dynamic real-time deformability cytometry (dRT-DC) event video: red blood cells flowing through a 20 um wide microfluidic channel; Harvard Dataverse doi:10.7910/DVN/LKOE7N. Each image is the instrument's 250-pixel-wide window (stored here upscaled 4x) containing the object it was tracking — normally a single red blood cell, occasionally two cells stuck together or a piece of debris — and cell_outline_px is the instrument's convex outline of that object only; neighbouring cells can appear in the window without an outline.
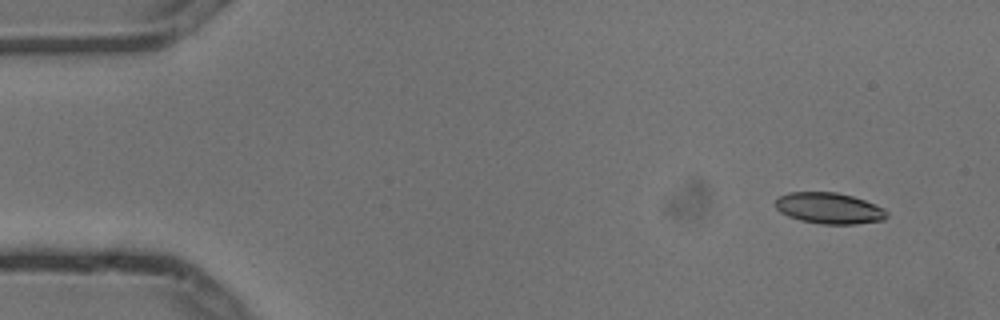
{"species": "common noctule bat (a hibernating species)", "species_latin": "Nyctalus noctula", "temperature_condition": "cold", "stored_images_in_passage": 5, "camera_frame_rate_fps": 3000, "um_per_image_px": 0.085, "animal": {"sex": "male", "body_mass_g": 13.3}, "frame": {"image": 1, "passage_image": 2, "time_ms": 0.333, "image_size_px": [1000, 320], "cell_outline_px": [[888, 216], [884, 220], [856, 224], [820, 224], [800, 220], [788, 216], [780, 212], [776, 208], [776, 200], [780, 196], [788, 192], [836, 192], [852, 196], [864, 200], [884, 208], [888, 212]], "centroid_in_image_um": [70.49, 17.7], "position_along_channel_um": 14.5, "area_um2": 20.23}}
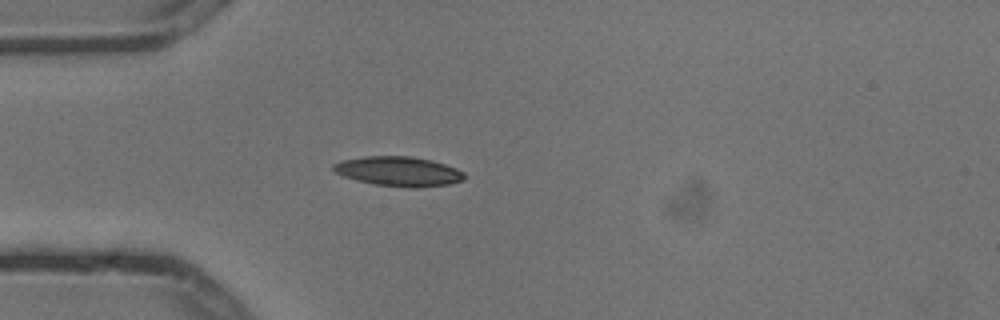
{"frame": {"image": 2, "passage_image": 5, "time_ms": 1.333, "image_size_px": [1000, 320], "cell_outline_px": [[464, 180], [448, 184], [416, 188], [412, 188], [376, 184], [356, 180], [344, 176], [336, 172], [332, 168], [332, 164], [340, 160], [364, 156], [412, 156], [432, 160], [456, 168], [464, 172]], "centroid_in_image_um": [33.87, 14.55], "position_along_channel_um": 51.1, "area_um2": 22.6}}